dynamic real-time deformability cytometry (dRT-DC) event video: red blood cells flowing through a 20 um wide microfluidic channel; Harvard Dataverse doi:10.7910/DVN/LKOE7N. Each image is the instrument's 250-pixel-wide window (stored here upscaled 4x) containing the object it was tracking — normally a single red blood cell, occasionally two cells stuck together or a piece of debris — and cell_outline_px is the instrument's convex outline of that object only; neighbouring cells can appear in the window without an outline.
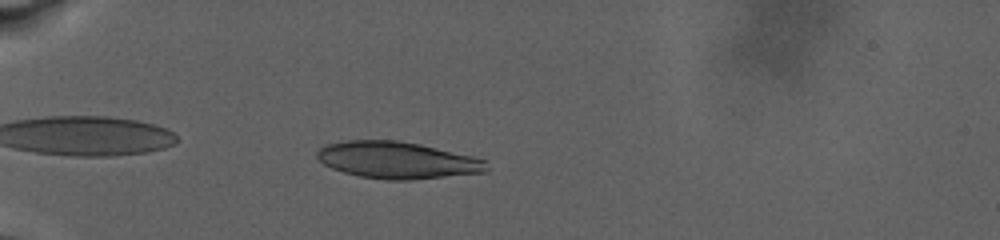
{"species": "human", "species_latin": "Homo sapiens", "temperature_condition": "warm", "stored_images_in_passage": 57, "camera_frame_rate_fps": 3000, "um_per_image_px": 0.085, "donor": {"sex": "male"}, "frame": {"image": 1, "passage_image": 7, "time_ms": 2.0, "image_size_px": [1000, 240], "cell_outline_px": [[488, 172], [412, 180], [384, 180], [360, 176], [344, 172], [332, 168], [324, 164], [316, 156], [316, 152], [320, 148], [328, 144], [348, 140], [396, 140], [420, 144], [472, 156], [484, 160], [488, 168]], "centroid_in_image_um": [33.77, 13.62], "position_along_channel_um": 51.2, "area_um2": 36.36}}
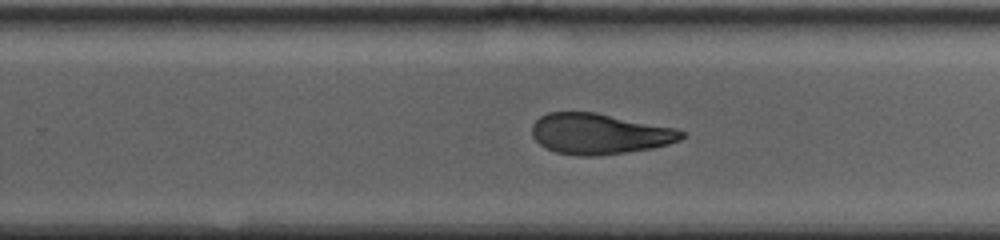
{"frame": {"image": 2, "passage_image": 28, "time_ms": 12.667, "image_size_px": [1000, 240], "cell_outline_px": [[684, 136], [680, 140], [668, 144], [652, 148], [600, 156], [576, 156], [556, 152], [544, 148], [532, 136], [532, 124], [540, 116], [548, 112], [596, 112], [676, 128], [684, 132]], "centroid_in_image_um": [50.93, 11.38], "position_along_channel_um": 278.9, "area_um2": 35.66}}
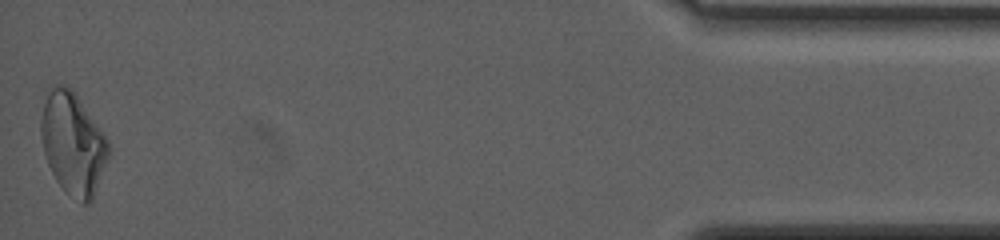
{"frame": {"image": 3, "passage_image": 57, "time_ms": 21.667, "image_size_px": [1000, 240], "cell_outline_px": [[108, 156], [92, 200], [88, 204], [84, 204], [68, 192], [56, 180], [48, 164], [44, 152], [40, 136], [40, 120], [44, 104], [52, 88], [56, 84], [64, 84], [72, 88], [76, 92], [108, 140]], "centroid_in_image_um": [6.19, 12.16], "position_along_channel_um": 429.0, "area_um2": 39.48}, "authors_computed_cell_mechanics": {"area_um2": 36.3562, "velocity_mm_per_s": 2.4644, "shape_relaxation_time_tau1_ms": null, "shape_relaxation_time_tau2_ms": 4.5095, "deformation_change_tau1": null, "deformation_change_tau2": 0.0917}}